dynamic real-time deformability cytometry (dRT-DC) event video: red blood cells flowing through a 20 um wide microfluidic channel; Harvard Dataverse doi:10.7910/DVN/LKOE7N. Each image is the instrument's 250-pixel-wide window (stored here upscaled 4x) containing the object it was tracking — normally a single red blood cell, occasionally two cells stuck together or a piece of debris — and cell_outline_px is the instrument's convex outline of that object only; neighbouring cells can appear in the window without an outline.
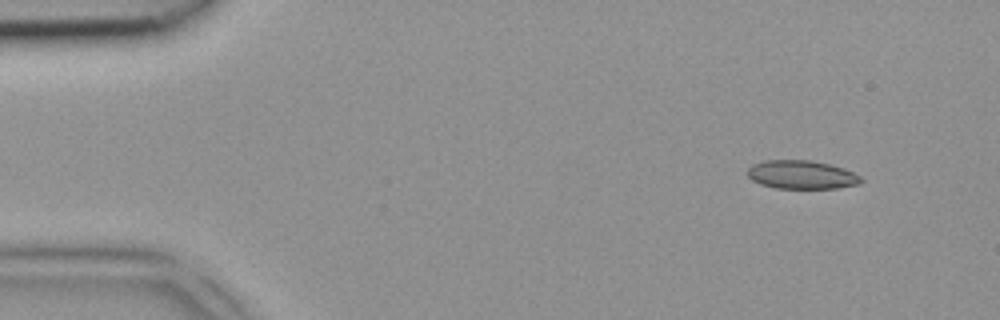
{"species": "common noctule bat (a hibernating species)", "species_latin": "Nyctalus noctula", "temperature_condition": "room temperature", "stored_images_in_passage": 4, "camera_frame_rate_fps": 3000, "um_per_image_px": 0.085, "animal": {"sex": "female", "body_mass_g": 18.4}, "frame": {"image": 1, "passage_image": 1, "time_ms": 0.0, "image_size_px": [1000, 320], "cell_outline_px": [[864, 180], [860, 184], [836, 188], [776, 188], [760, 184], [752, 180], [748, 176], [748, 168], [752, 164], [764, 160], [808, 160], [828, 164], [844, 168], [860, 176]], "centroid_in_image_um": [68.13, 14.85], "position_along_channel_um": 16.9, "area_um2": 18.84}}